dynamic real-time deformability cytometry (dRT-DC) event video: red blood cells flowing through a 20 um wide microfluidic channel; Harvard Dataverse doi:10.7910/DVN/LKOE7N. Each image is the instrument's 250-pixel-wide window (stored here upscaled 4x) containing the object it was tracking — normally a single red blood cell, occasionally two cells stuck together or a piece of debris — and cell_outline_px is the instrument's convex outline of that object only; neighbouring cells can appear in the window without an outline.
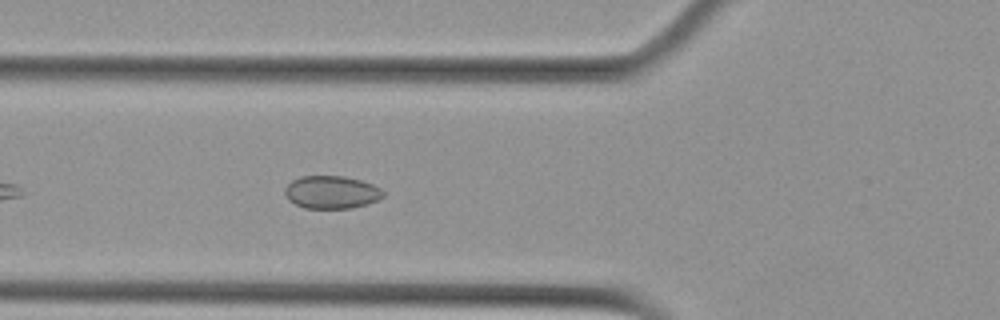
{"species": "Egyptian fruit bat (a non-hibernating species)", "species_latin": "Rousettus aegyptiacus", "temperature_condition": "cold", "stored_images_in_passage": 3, "camera_frame_rate_fps": 3000, "um_per_image_px": 0.085, "animal": {"sex": "female"}, "frame": {"image": 1, "passage_image": 3, "time_ms": 0.667, "image_size_px": [1000, 320], "cell_outline_px": [[384, 196], [380, 200], [368, 204], [352, 208], [304, 208], [288, 200], [284, 192], [284, 188], [292, 180], [300, 176], [344, 176], [360, 180], [372, 184], [380, 188], [384, 192]], "centroid_in_image_um": [28.19, 16.34], "position_along_channel_um": 97.6, "area_um2": 18.96}}